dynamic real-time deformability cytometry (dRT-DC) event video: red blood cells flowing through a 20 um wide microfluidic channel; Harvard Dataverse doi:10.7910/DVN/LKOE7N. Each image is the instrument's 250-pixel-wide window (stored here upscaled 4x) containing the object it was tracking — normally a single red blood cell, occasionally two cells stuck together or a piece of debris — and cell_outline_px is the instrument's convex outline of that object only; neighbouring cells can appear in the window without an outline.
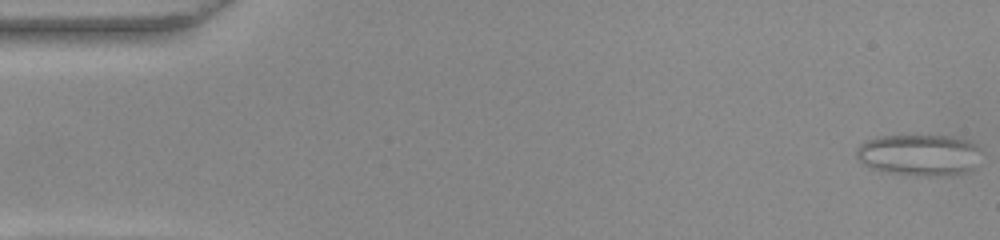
{"species": "common noctule bat (a hibernating species)", "species_latin": "Nyctalus noctula", "temperature_condition": "warm", "stored_images_in_passage": 52, "camera_frame_rate_fps": 3000, "um_per_image_px": 0.085, "animal": {"sex": "female", "body_mass_g": 22.0, "forearm_length_mm": 56.7}, "frame": {"image": 1, "passage_image": 1, "time_ms": 0.0, "image_size_px": [1000, 240], "cell_outline_px": [[980, 148], [976, 168], [964, 172], [948, 176], [924, 176], [892, 172], [872, 168], [864, 164], [856, 156], [856, 148], [860, 144], [868, 140], [880, 136], [952, 136], [968, 140], [976, 144]], "centroid_in_image_um": [78.18, 13.17], "position_along_channel_um": 6.8, "area_um2": 30.06}}
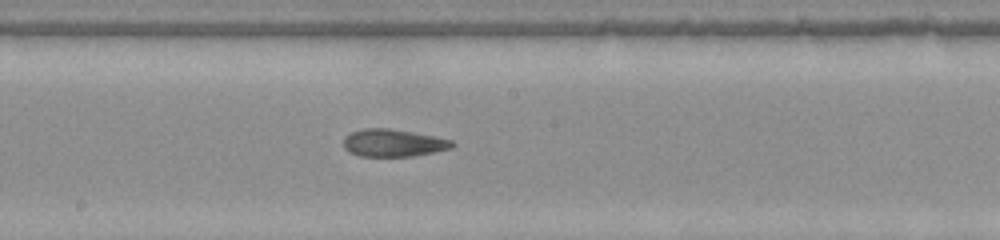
{"frame": {"image": 2, "passage_image": 28, "time_ms": 9.0, "image_size_px": [1000, 240], "cell_outline_px": [[456, 144], [452, 148], [412, 156], [356, 156], [348, 152], [344, 148], [344, 136], [352, 132], [364, 128], [392, 128], [436, 136], [452, 140]], "centroid_in_image_um": [33.42, 12.14], "position_along_channel_um": 214.8, "area_um2": 17.57}}
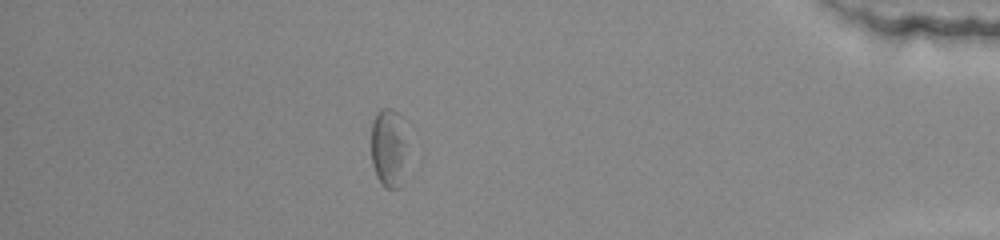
{"frame": {"image": 3, "passage_image": 46, "time_ms": 15.0, "image_size_px": [1000, 240], "cell_outline_px": [[404, 144], [400, 188], [384, 188], [376, 176], [372, 164], [372, 120], [376, 112], [380, 108], [388, 108], [396, 112]], "centroid_in_image_um": [32.92, 12.59], "position_along_channel_um": 402.3, "area_um2": 15.43}, "authors_computed_cell_mechanics": {"area_um2": 18.0625, "velocity_mm_per_s": 3.8731, "shape_relaxation_time_tau1_ms": null, "shape_relaxation_time_tau2_ms": 3.3174, "deformation_change_tau1": null, "deformation_change_tau2": 0.1221}}